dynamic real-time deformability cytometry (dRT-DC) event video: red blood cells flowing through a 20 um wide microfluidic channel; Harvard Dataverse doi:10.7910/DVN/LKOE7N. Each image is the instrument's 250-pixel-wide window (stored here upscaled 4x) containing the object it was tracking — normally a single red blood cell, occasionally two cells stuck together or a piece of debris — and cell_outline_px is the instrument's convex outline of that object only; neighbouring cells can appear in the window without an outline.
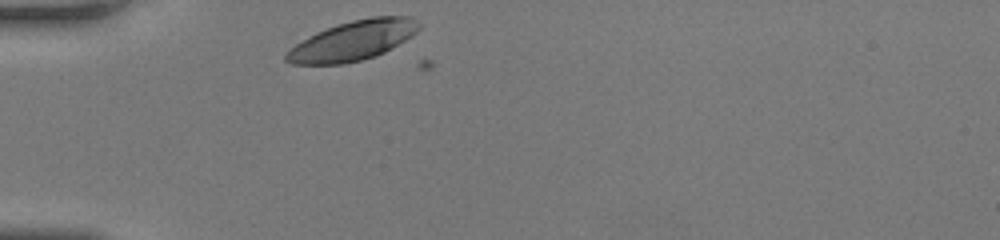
{"species": "human", "species_latin": "Homo sapiens", "temperature_condition": "room temperature", "stored_images_in_passage": 27, "camera_frame_rate_fps": 3000, "um_per_image_px": 0.085, "donor": {"sex": "female"}, "frame": {"image": 1, "passage_image": 1, "time_ms": 0.0, "image_size_px": [1000, 240], "cell_outline_px": [[424, 24], [412, 36], [384, 52], [376, 56], [344, 64], [292, 64], [284, 60], [284, 56], [296, 44], [308, 36], [316, 32], [336, 24], [352, 20], [372, 16], [412, 16]], "centroid_in_image_um": [30.04, 3.43], "position_along_channel_um": 55.0, "area_um2": 30.81}}
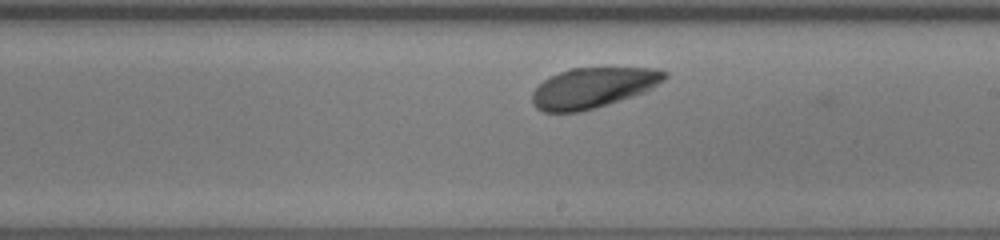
{"frame": {"image": 2, "passage_image": 16, "time_ms": 5.0, "image_size_px": [1000, 240], "cell_outline_px": [[668, 76], [664, 80], [652, 88], [644, 92], [632, 96], [580, 112], [544, 112], [536, 108], [532, 104], [532, 92], [544, 80], [568, 68], [608, 64], [660, 68], [668, 72]], "centroid_in_image_um": [50.48, 7.38], "position_along_channel_um": 238.5, "area_um2": 32.31}}
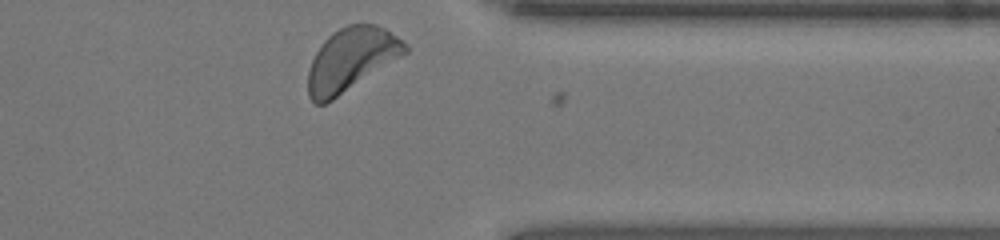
{"frame": {"image": 3, "passage_image": 27, "time_ms": 8.667, "image_size_px": [1000, 240], "cell_outline_px": [[408, 52], [332, 100], [324, 104], [316, 104], [308, 96], [308, 68], [316, 52], [324, 40], [332, 32], [348, 24], [376, 24], [384, 28], [404, 40], [408, 44]], "centroid_in_image_um": [29.85, 5.04], "position_along_channel_um": 381.6, "area_um2": 35.49}, "authors_computed_cell_mechanics": {"area_um2": 31.9634, "velocity_mm_per_s": 4.0026, "shape_relaxation_time_tau1_ms": 3.0489, "shape_relaxation_time_tau2_ms": null, "deformation_change_tau1": 0.1369, "deformation_change_tau2": null}}